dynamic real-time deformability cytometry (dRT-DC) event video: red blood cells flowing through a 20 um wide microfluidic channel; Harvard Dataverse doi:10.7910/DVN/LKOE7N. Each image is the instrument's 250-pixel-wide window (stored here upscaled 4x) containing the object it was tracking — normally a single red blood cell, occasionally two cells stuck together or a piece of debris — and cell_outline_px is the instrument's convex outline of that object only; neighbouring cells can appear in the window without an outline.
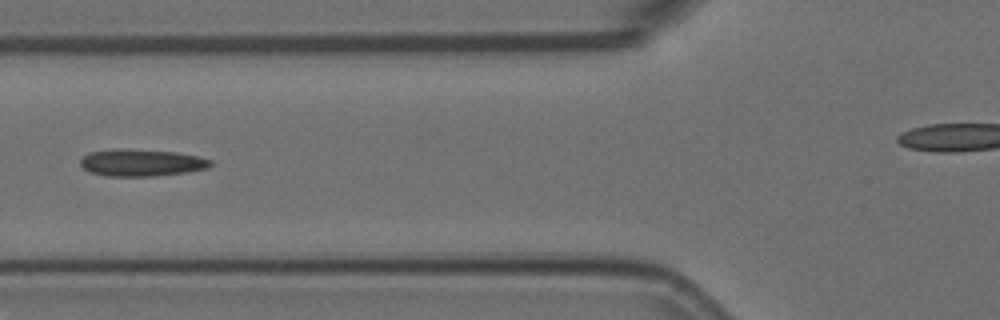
{"species": "Egyptian fruit bat (a non-hibernating species)", "species_latin": "Rousettus aegyptiacus", "temperature_condition": "room temperature", "stored_images_in_passage": 8, "camera_frame_rate_fps": 3000, "um_per_image_px": 0.085, "animal": {"sex": "female"}, "frame": {"image": 1, "passage_image": 5, "time_ms": 1.333, "image_size_px": [1000, 320], "cell_outline_px": [[212, 164], [208, 168], [188, 172], [152, 176], [108, 176], [88, 172], [80, 164], [80, 160], [84, 156], [92, 152], [176, 152], [196, 156], [212, 160]], "centroid_in_image_um": [12.09, 13.9], "position_along_channel_um": 113.7, "area_um2": 19.19}}
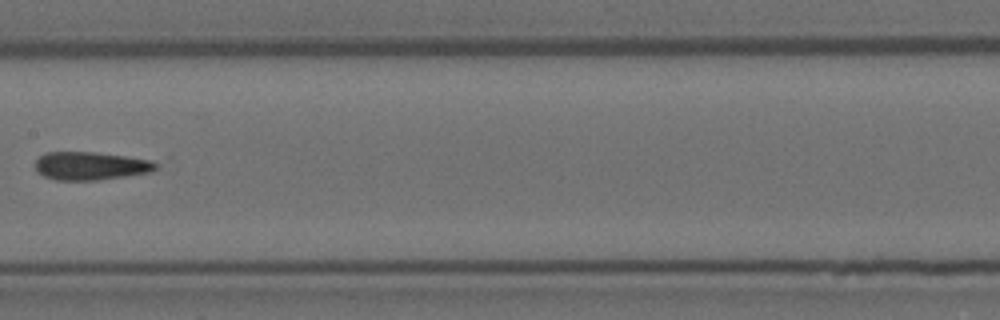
{"frame": {"image": 2, "passage_image": 7, "time_ms": 2.0, "image_size_px": [1000, 320], "cell_outline_px": [[156, 168], [152, 172], [96, 180], [56, 180], [44, 176], [36, 172], [36, 160], [44, 152], [92, 152], [124, 156], [152, 160], [156, 164]], "centroid_in_image_um": [7.67, 14.1], "position_along_channel_um": 199.7, "area_um2": 19.65}}
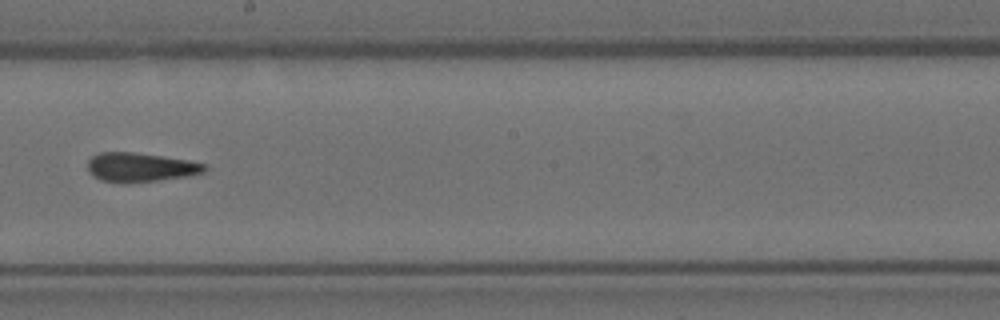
{"frame": {"image": 3, "passage_image": 8, "time_ms": 2.333, "image_size_px": [1000, 320], "cell_outline_px": [[208, 168], [204, 172], [188, 176], [128, 184], [124, 184], [100, 180], [92, 176], [88, 172], [88, 160], [92, 156], [100, 152], [132, 152], [164, 156], [188, 160], [208, 164]], "centroid_in_image_um": [11.93, 14.23], "position_along_channel_um": 236.3, "area_um2": 20.23}}